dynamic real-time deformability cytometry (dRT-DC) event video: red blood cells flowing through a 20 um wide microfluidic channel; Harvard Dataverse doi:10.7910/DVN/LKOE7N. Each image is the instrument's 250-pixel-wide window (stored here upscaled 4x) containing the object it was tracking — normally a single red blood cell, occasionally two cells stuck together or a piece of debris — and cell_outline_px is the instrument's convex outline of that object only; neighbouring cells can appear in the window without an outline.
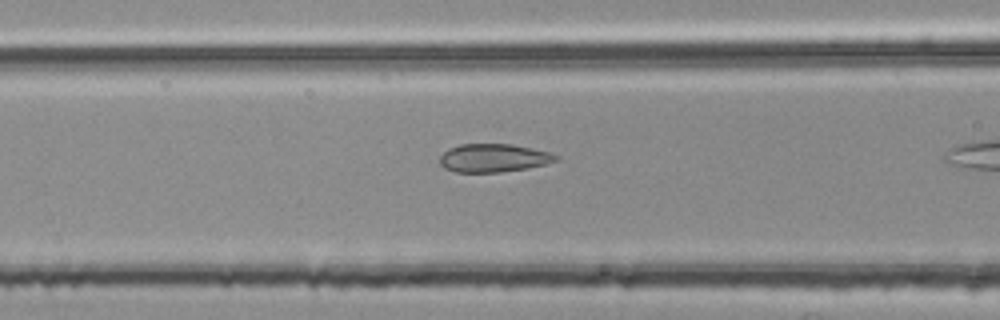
{"species": "common noctule bat (a hibernating species)", "species_latin": "Nyctalus noctula", "temperature_condition": "room temperature", "stored_images_in_passage": 14, "camera_frame_rate_fps": 3000, "um_per_image_px": 0.085, "animal": {"sex": "female", "body_mass_g": 25.1}, "frame": {"image": 1, "passage_image": 12, "time_ms": 3.667, "image_size_px": [1000, 320], "cell_outline_px": [[560, 160], [548, 164], [528, 168], [500, 172], [456, 172], [444, 168], [440, 164], [440, 156], [448, 148], [460, 144], [512, 144], [532, 148], [548, 152], [560, 156]], "centroid_in_image_um": [41.98, 13.43], "position_along_channel_um": 124.6, "area_um2": 19.31}}